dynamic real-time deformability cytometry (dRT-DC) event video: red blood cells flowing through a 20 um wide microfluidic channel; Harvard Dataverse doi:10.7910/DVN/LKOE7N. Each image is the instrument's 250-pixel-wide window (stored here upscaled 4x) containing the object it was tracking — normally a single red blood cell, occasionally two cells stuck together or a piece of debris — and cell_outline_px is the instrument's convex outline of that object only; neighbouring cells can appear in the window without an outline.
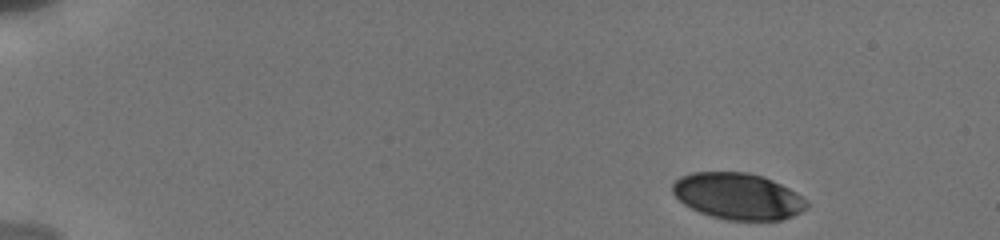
{"species": "human", "species_latin": "Homo sapiens", "temperature_condition": "cold", "stored_images_in_passage": 10, "camera_frame_rate_fps": 3000, "um_per_image_px": 0.085, "donor": {"sex": "male"}, "frame": {"image": 1, "passage_image": 1, "time_ms": 0.0, "image_size_px": [1000, 240], "cell_outline_px": [[808, 208], [792, 216], [780, 220], [728, 220], [712, 216], [700, 212], [684, 204], [672, 192], [672, 184], [680, 176], [692, 172], [748, 172], [764, 176], [804, 196], [808, 200]], "centroid_in_image_um": [62.75, 16.67], "position_along_channel_um": 22.3, "area_um2": 36.36}}
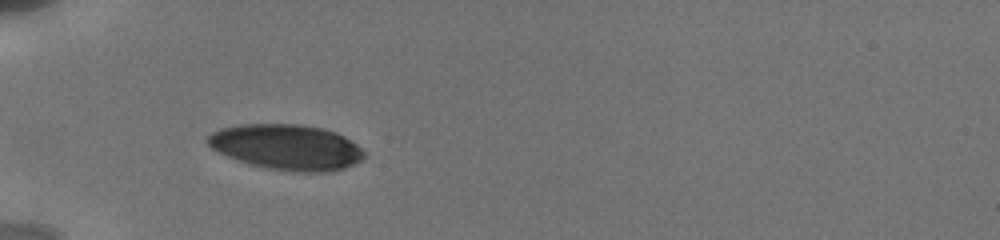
{"frame": {"image": 2, "passage_image": 7, "time_ms": 4.0, "image_size_px": [1000, 240], "cell_outline_px": [[368, 156], [344, 168], [332, 172], [292, 172], [264, 168], [248, 164], [236, 160], [212, 148], [204, 140], [212, 132], [220, 128], [240, 124], [300, 124], [324, 128], [336, 132], [344, 136], [356, 144]], "centroid_in_image_um": [24.36, 12.51], "position_along_channel_um": 60.6, "area_um2": 41.85}}
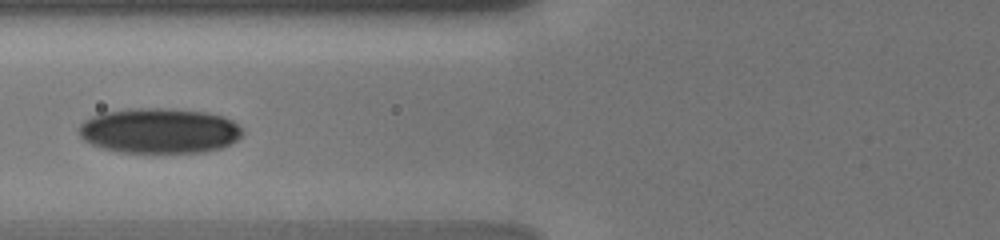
{"frame": {"image": 3, "passage_image": 9, "time_ms": 5.667, "image_size_px": [1000, 240], "cell_outline_px": [[244, 132], [236, 140], [220, 148], [204, 152], [120, 152], [104, 148], [92, 144], [84, 140], [80, 136], [80, 124], [84, 120], [92, 116], [104, 112], [132, 108], [172, 108], [208, 112], [224, 116], [232, 120]], "centroid_in_image_um": [13.55, 11.1], "position_along_channel_um": 112.2, "area_um2": 43.06}}